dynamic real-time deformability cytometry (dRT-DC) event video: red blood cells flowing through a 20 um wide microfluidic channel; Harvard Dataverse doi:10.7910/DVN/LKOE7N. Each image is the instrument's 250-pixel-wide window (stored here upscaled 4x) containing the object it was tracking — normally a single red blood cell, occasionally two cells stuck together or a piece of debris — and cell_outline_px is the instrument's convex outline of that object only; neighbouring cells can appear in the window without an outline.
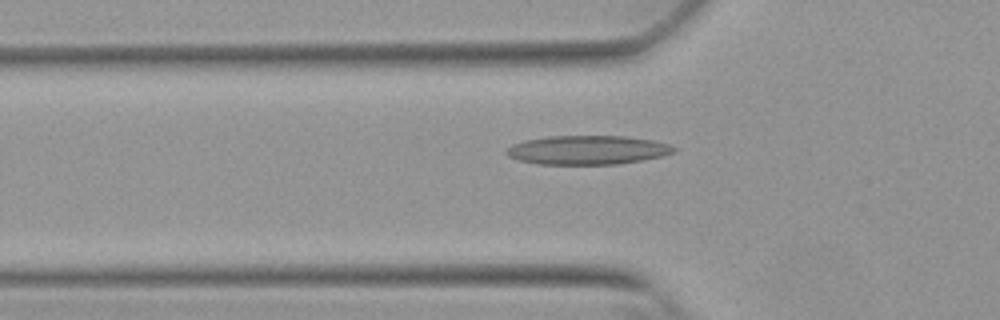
{"species": "Egyptian fruit bat (a non-hibernating species)", "species_latin": "Rousettus aegyptiacus", "temperature_condition": "warm", "stored_images_in_passage": 53, "camera_frame_rate_fps": 3000, "um_per_image_px": 0.085, "animal": {"sex": "female"}, "frame": {"image": 1, "passage_image": 18, "time_ms": 5.667, "image_size_px": [1000, 320], "cell_outline_px": [[676, 152], [660, 156], [640, 160], [616, 164], [536, 164], [516, 160], [508, 156], [504, 152], [512, 144], [524, 140], [548, 136], [624, 136], [652, 140], [668, 144], [676, 148]], "centroid_in_image_um": [49.88, 12.75], "position_along_channel_um": 75.9, "area_um2": 28.26}}
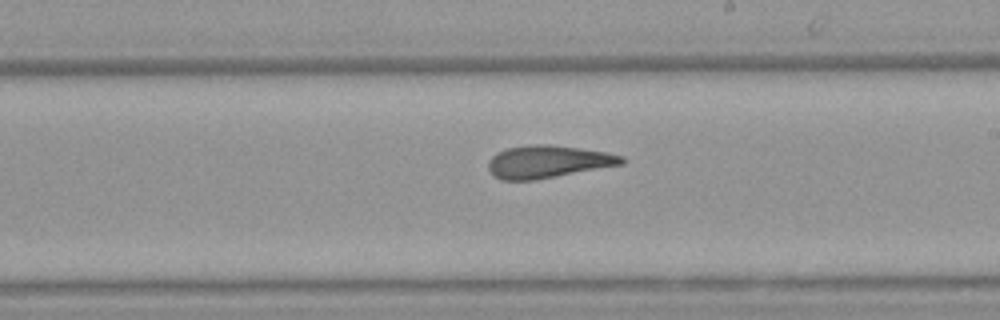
{"frame": {"image": 2, "passage_image": 31, "time_ms": 10.0, "image_size_px": [1000, 320], "cell_outline_px": [[624, 164], [536, 180], [500, 180], [492, 176], [488, 168], [488, 160], [496, 152], [508, 148], [532, 144], [548, 144], [580, 148], [608, 152], [624, 156]], "centroid_in_image_um": [46.56, 13.75], "position_along_channel_um": 242.4, "area_um2": 25.55}}
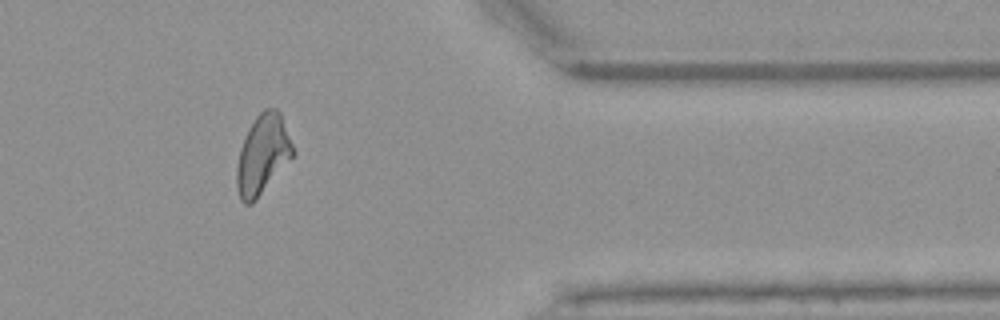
{"frame": {"image": 3, "passage_image": 44, "time_ms": 14.333, "image_size_px": [1000, 320], "cell_outline_px": [[296, 152], [256, 200], [252, 204], [244, 204], [240, 200], [236, 188], [236, 168], [240, 148], [248, 128], [256, 116], [264, 108], [276, 108], [280, 112]], "centroid_in_image_um": [22.31, 13.14], "position_along_channel_um": 389.1, "area_um2": 26.07}, "authors_computed_cell_mechanics": {"area_um2": 25.721, "velocity_mm_per_s": 3.8487, "shape_relaxation_time_tau1_ms": null, "shape_relaxation_time_tau2_ms": 2.7989, "deformation_change_tau1": null, "deformation_change_tau2": 0.1311}}